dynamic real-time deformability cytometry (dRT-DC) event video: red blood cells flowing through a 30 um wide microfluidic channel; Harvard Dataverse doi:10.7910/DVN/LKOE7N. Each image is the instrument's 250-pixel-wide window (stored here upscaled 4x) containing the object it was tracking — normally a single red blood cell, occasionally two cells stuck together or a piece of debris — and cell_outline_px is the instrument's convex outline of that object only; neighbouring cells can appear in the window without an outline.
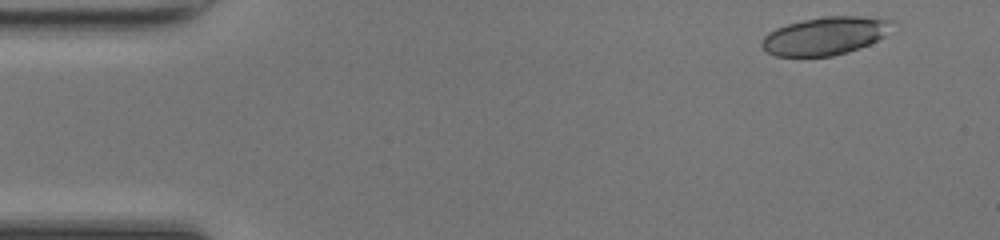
{"species": "common noctule bat (a hibernating species)", "species_latin": "Nyctalus noctula", "temperature_condition": "room temperature", "stored_images_in_passage": 46, "camera_frame_rate_fps": 3000, "um_per_image_px": 0.085, "animal": {"sex": "female", "body_mass_g": 17.0, "forearm_length_mm": 48.0}, "frame": {"image": 1, "passage_image": 2, "time_ms": 0.333, "image_size_px": [1000, 240], "cell_outline_px": [[896, 20], [884, 36], [868, 44], [848, 52], [832, 56], [776, 56], [768, 52], [760, 44], [764, 36], [768, 32], [776, 28], [788, 24], [820, 16], [860, 16]], "centroid_in_image_um": [70.13, 3.04], "position_along_channel_um": 14.9, "area_um2": 28.73}}
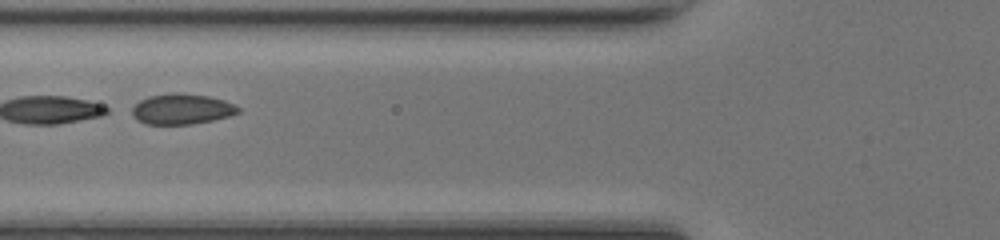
{"frame": {"image": 2, "passage_image": 17, "time_ms": 5.333, "image_size_px": [1000, 240], "cell_outline_px": [[240, 112], [232, 116], [192, 124], [144, 124], [136, 120], [132, 116], [132, 108], [140, 100], [148, 96], [172, 92], [180, 92], [208, 96], [224, 100], [240, 108]], "centroid_in_image_um": [15.44, 9.27], "position_along_channel_um": 110.4, "area_um2": 19.07}, "authors_computed_cell_mechanics": {"area_um2": 28.5821, "velocity_mm_per_s": 4.2463, "shape_relaxation_time_tau1_ms": 0.392, "shape_relaxation_time_tau2_ms": 0.8801, "deformation_change_tau1": 0.2414, "deformation_change_tau2": 0.0575}}